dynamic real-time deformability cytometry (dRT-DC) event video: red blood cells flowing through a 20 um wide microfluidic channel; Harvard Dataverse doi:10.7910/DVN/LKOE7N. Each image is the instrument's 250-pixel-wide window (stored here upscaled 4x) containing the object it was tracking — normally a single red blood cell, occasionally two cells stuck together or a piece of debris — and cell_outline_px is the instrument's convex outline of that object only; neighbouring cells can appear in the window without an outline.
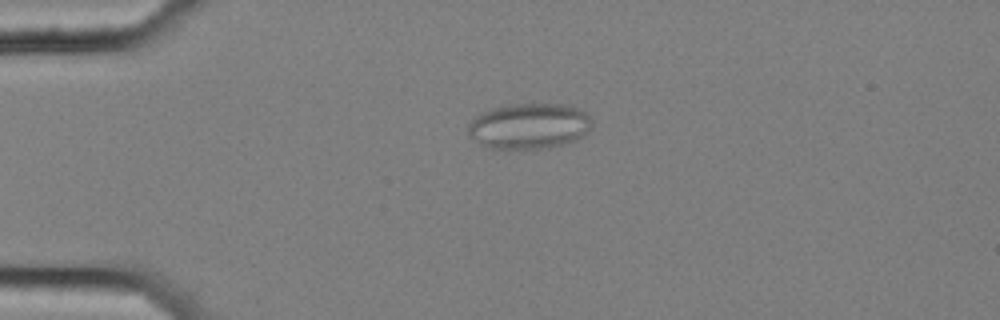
{"species": "common noctule bat (a hibernating species)", "species_latin": "Nyctalus noctula", "temperature_condition": "cold", "stored_images_in_passage": 56, "camera_frame_rate_fps": 3000, "um_per_image_px": 0.085, "animal": {"sex": "female", "body_mass_g": 25.1}, "frame": {"image": 1, "passage_image": 14, "time_ms": 4.333, "image_size_px": [1000, 320], "cell_outline_px": [[592, 128], [576, 140], [564, 144], [548, 148], [488, 148], [480, 144], [468, 136], [468, 124], [480, 112], [492, 108], [508, 104], [564, 104], [576, 108], [584, 112], [592, 120]], "centroid_in_image_um": [44.95, 10.71], "position_along_channel_um": 40.0, "area_um2": 33.06}}
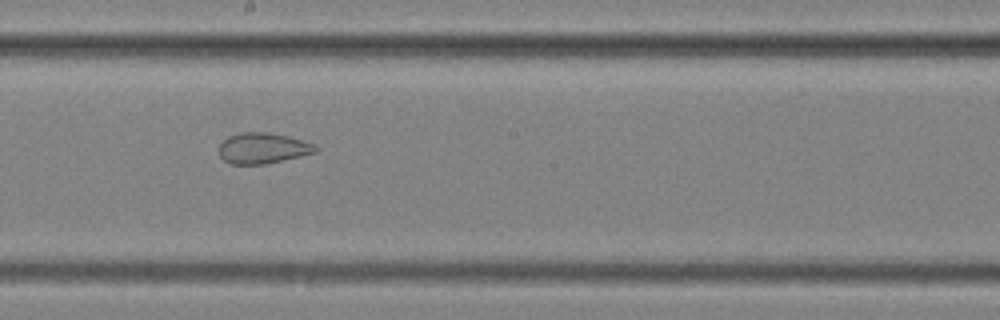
{"frame": {"image": 2, "passage_image": 32, "time_ms": 10.333, "image_size_px": [1000, 320], "cell_outline_px": [[320, 148], [316, 152], [300, 156], [264, 164], [228, 164], [220, 156], [220, 144], [228, 136], [240, 132], [264, 132], [288, 136], [316, 144]], "centroid_in_image_um": [22.35, 12.59], "position_along_channel_um": 225.9, "area_um2": 17.28}}
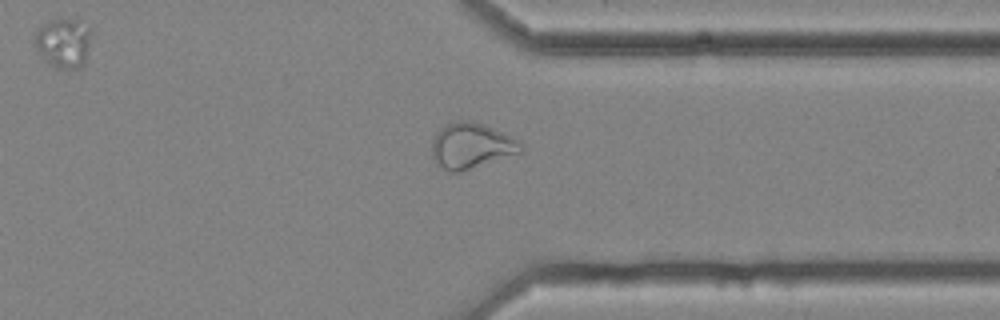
{"frame": {"image": 3, "passage_image": 44, "time_ms": 14.333, "image_size_px": [1000, 320], "cell_outline_px": [[524, 148], [520, 152], [460, 172], [448, 172], [436, 164], [432, 156], [432, 140], [436, 132], [444, 124], [460, 120], [468, 120], [484, 124], [520, 140]], "centroid_in_image_um": [40.03, 12.38], "position_along_channel_um": 371.4, "area_um2": 23.7}, "authors_computed_cell_mechanics": {"area_um2": 25.432, "velocity_mm_per_s": 3.6363, "shape_relaxation_time_tau1_ms": null, "shape_relaxation_time_tau2_ms": 1.2081, "deformation_change_tau1": null, "deformation_change_tau2": 0.0754}}